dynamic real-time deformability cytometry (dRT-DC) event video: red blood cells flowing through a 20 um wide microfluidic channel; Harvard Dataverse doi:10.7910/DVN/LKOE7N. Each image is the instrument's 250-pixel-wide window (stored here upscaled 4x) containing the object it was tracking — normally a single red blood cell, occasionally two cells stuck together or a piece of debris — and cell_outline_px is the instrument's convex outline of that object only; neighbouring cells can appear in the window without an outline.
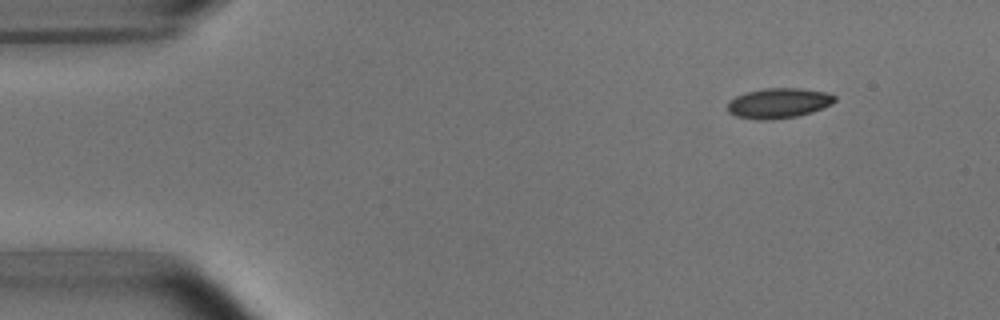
{"species": "common noctule bat (a hibernating species)", "species_latin": "Nyctalus noctula", "temperature_condition": "room temperature", "stored_images_in_passage": 4, "camera_frame_rate_fps": 3000, "um_per_image_px": 0.085, "animal": {"sex": "male", "body_mass_g": 15.6}, "frame": {"image": 1, "passage_image": 1, "time_ms": 0.0, "image_size_px": [1000, 320], "cell_outline_px": [[836, 100], [832, 104], [812, 112], [796, 116], [772, 120], [756, 120], [736, 116], [728, 112], [728, 100], [736, 96], [748, 92], [764, 88], [800, 88], [824, 92], [836, 96]], "centroid_in_image_um": [66.16, 8.77], "position_along_channel_um": 18.8, "area_um2": 18.84}}